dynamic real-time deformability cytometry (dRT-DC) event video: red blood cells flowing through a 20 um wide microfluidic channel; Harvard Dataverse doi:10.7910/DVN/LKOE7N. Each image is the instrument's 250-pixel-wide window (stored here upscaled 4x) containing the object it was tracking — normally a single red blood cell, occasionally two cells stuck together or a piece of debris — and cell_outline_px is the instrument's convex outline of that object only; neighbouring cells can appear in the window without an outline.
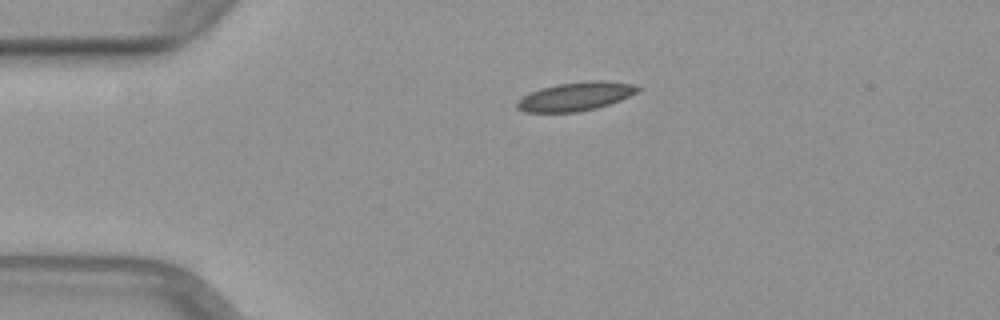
{"species": "common noctule bat (a hibernating species)", "species_latin": "Nyctalus noctula", "temperature_condition": "warm", "stored_images_in_passage": 21, "camera_frame_rate_fps": 3000, "um_per_image_px": 0.085, "animal": {"sex": "female", "body_mass_g": 29.2, "forearm_length_mm": 56.3}, "frame": {"image": 1, "passage_image": 1, "time_ms": 0.0, "image_size_px": [1000, 320], "cell_outline_px": [[640, 88], [636, 92], [620, 100], [596, 108], [576, 112], [524, 112], [516, 108], [516, 100], [540, 88], [556, 84], [584, 80], [604, 80], [636, 84]], "centroid_in_image_um": [48.91, 8.18], "position_along_channel_um": 36.1, "area_um2": 20.23}}
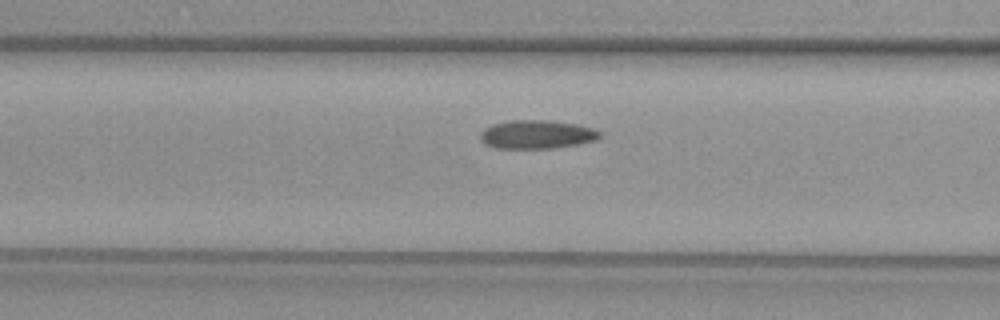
{"frame": {"image": 2, "passage_image": 10, "time_ms": 3.0, "image_size_px": [1000, 320], "cell_outline_px": [[600, 136], [596, 140], [576, 144], [552, 148], [496, 148], [480, 140], [480, 132], [484, 128], [492, 124], [508, 120], [548, 120], [576, 124], [592, 128], [600, 132]], "centroid_in_image_um": [45.59, 11.41], "position_along_channel_um": 121.0, "area_um2": 19.77}}
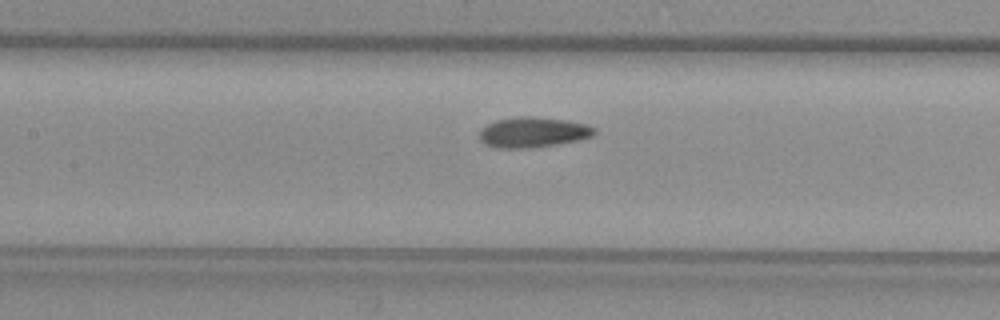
{"frame": {"image": 3, "passage_image": 13, "time_ms": 4.0, "image_size_px": [1000, 320], "cell_outline_px": [[596, 132], [592, 136], [580, 140], [532, 148], [500, 148], [484, 144], [480, 140], [480, 128], [496, 120], [520, 116], [528, 116], [568, 120], [584, 124], [596, 128]], "centroid_in_image_um": [45.3, 11.24], "position_along_channel_um": 162.1, "area_um2": 20.35}}